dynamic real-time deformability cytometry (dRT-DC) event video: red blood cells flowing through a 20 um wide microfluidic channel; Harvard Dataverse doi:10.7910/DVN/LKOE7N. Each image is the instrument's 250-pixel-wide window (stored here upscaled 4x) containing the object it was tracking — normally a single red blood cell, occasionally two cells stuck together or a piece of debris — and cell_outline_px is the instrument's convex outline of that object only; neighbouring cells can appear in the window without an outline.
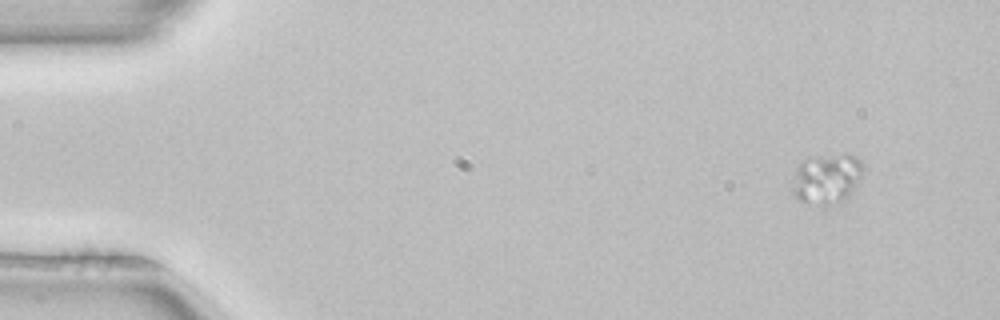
{"species": "common noctule bat (a hibernating species)", "species_latin": "Nyctalus noctula", "temperature_condition": "room temperature", "stored_images_in_passage": 4, "camera_frame_rate_fps": 3000, "um_per_image_px": 0.085, "animal": {"sex": "female", "body_mass_g": 22.7, "forearm_length_mm": 54.2}, "frame": {"image": 1, "passage_image": 1, "time_ms": 0.0, "image_size_px": [1000, 320], "cell_outline_px": [[864, 172], [848, 200], [840, 204], [828, 208], [824, 208], [796, 200], [792, 196], [792, 188], [796, 168], [800, 164], [844, 152], [848, 152], [856, 156], [864, 164]], "centroid_in_image_um": [70.34, 15.3], "position_along_channel_um": 14.7, "area_um2": 21.33}}
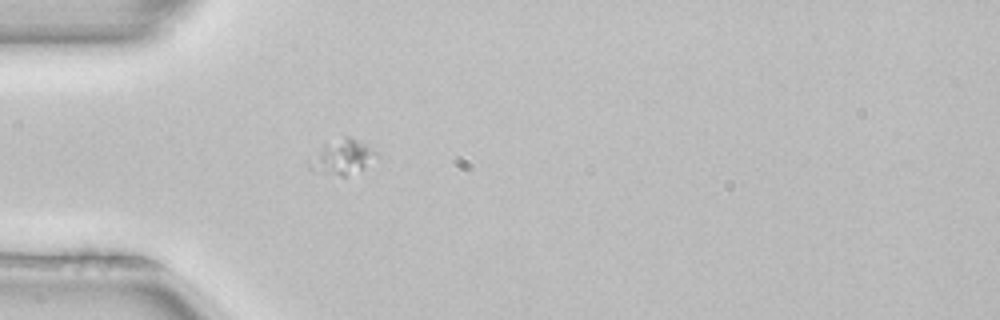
{"frame": {"image": 2, "passage_image": 4, "time_ms": 1.0, "image_size_px": [1000, 320], "cell_outline_px": [[380, 156], [364, 168], [344, 176], [340, 176], [308, 168], [308, 160], [324, 148], [344, 136], [348, 136], [364, 144], [376, 152]], "centroid_in_image_um": [29.16, 13.38], "position_along_channel_um": 55.8, "area_um2": 12.72}}